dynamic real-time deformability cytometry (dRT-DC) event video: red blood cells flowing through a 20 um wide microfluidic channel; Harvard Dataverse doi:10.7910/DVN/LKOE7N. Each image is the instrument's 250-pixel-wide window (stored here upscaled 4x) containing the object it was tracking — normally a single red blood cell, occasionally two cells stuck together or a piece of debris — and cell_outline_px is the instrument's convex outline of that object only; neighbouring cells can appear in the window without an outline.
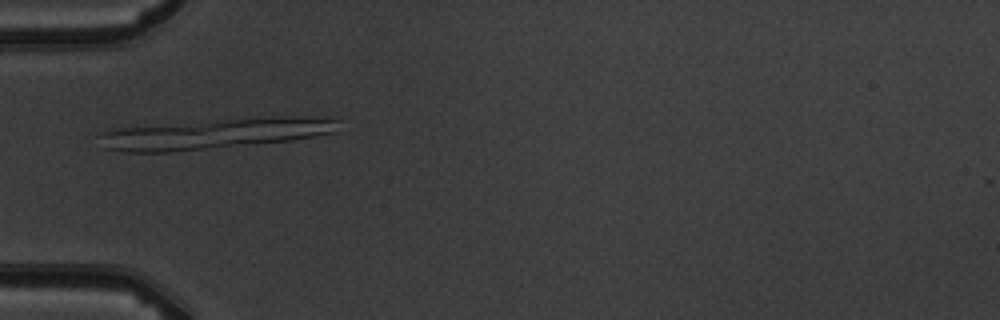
{"species": "common noctule bat (a hibernating species)", "species_latin": "Nyctalus noctula", "temperature_condition": "warm", "stored_images_in_passage": 6, "segment_of_instrument_passage": [1, 2], "camera_frame_rate_fps": 3000, "um_per_image_px": 0.085, "animal": {"sex": "male", "body_mass_g": 19.5, "forearm_length_mm": 54.6}, "frame": {"image": 1, "passage_image": 5, "time_ms": 4.667, "image_size_px": [1000, 320], "cell_outline_px": [[340, 120], [336, 132], [316, 136], [292, 140], [172, 152], [124, 152], [104, 148], [96, 136], [100, 132], [112, 128], [212, 120], [272, 116], [288, 116]], "centroid_in_image_um": [18.17, 11.36], "position_along_channel_um": 66.8, "area_um2": 42.48}}